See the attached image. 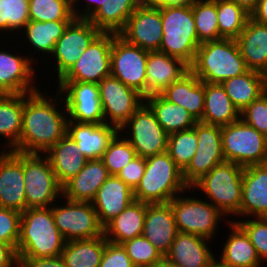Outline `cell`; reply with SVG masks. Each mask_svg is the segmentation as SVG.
<instances>
[{
  "label": "cell",
  "instance_id": "1f68e13d",
  "mask_svg": "<svg viewBox=\"0 0 267 267\" xmlns=\"http://www.w3.org/2000/svg\"><path fill=\"white\" fill-rule=\"evenodd\" d=\"M232 232L222 249V254L216 262L223 267H260L261 260L245 231L235 222L229 220Z\"/></svg>",
  "mask_w": 267,
  "mask_h": 267
},
{
  "label": "cell",
  "instance_id": "7dc6e473",
  "mask_svg": "<svg viewBox=\"0 0 267 267\" xmlns=\"http://www.w3.org/2000/svg\"><path fill=\"white\" fill-rule=\"evenodd\" d=\"M248 235L258 257L267 260V217L236 221Z\"/></svg>",
  "mask_w": 267,
  "mask_h": 267
},
{
  "label": "cell",
  "instance_id": "277c9868",
  "mask_svg": "<svg viewBox=\"0 0 267 267\" xmlns=\"http://www.w3.org/2000/svg\"><path fill=\"white\" fill-rule=\"evenodd\" d=\"M190 70L202 82L221 84L249 69L236 39H220L200 44Z\"/></svg>",
  "mask_w": 267,
  "mask_h": 267
},
{
  "label": "cell",
  "instance_id": "7402d4cb",
  "mask_svg": "<svg viewBox=\"0 0 267 267\" xmlns=\"http://www.w3.org/2000/svg\"><path fill=\"white\" fill-rule=\"evenodd\" d=\"M178 233L169 203H146L142 236L147 238L165 256Z\"/></svg>",
  "mask_w": 267,
  "mask_h": 267
},
{
  "label": "cell",
  "instance_id": "2e32d148",
  "mask_svg": "<svg viewBox=\"0 0 267 267\" xmlns=\"http://www.w3.org/2000/svg\"><path fill=\"white\" fill-rule=\"evenodd\" d=\"M114 33L101 32L59 81L99 83L111 75L110 53Z\"/></svg>",
  "mask_w": 267,
  "mask_h": 267
},
{
  "label": "cell",
  "instance_id": "5b68a950",
  "mask_svg": "<svg viewBox=\"0 0 267 267\" xmlns=\"http://www.w3.org/2000/svg\"><path fill=\"white\" fill-rule=\"evenodd\" d=\"M157 6L161 12L163 29L159 51L181 59L190 67L200 46L192 4Z\"/></svg>",
  "mask_w": 267,
  "mask_h": 267
},
{
  "label": "cell",
  "instance_id": "94428289",
  "mask_svg": "<svg viewBox=\"0 0 267 267\" xmlns=\"http://www.w3.org/2000/svg\"><path fill=\"white\" fill-rule=\"evenodd\" d=\"M211 267H223L220 264H218L217 262H215Z\"/></svg>",
  "mask_w": 267,
  "mask_h": 267
},
{
  "label": "cell",
  "instance_id": "680465c9",
  "mask_svg": "<svg viewBox=\"0 0 267 267\" xmlns=\"http://www.w3.org/2000/svg\"><path fill=\"white\" fill-rule=\"evenodd\" d=\"M193 0H150L154 5L174 6L191 4Z\"/></svg>",
  "mask_w": 267,
  "mask_h": 267
},
{
  "label": "cell",
  "instance_id": "44dd1931",
  "mask_svg": "<svg viewBox=\"0 0 267 267\" xmlns=\"http://www.w3.org/2000/svg\"><path fill=\"white\" fill-rule=\"evenodd\" d=\"M118 133L120 130L117 127L106 123H80L72 120L67 123V134L88 160L100 159Z\"/></svg>",
  "mask_w": 267,
  "mask_h": 267
},
{
  "label": "cell",
  "instance_id": "3957f363",
  "mask_svg": "<svg viewBox=\"0 0 267 267\" xmlns=\"http://www.w3.org/2000/svg\"><path fill=\"white\" fill-rule=\"evenodd\" d=\"M188 189L182 170L165 151L146 158L145 173L133 195L134 200L148 204L169 203Z\"/></svg>",
  "mask_w": 267,
  "mask_h": 267
},
{
  "label": "cell",
  "instance_id": "d4e9b609",
  "mask_svg": "<svg viewBox=\"0 0 267 267\" xmlns=\"http://www.w3.org/2000/svg\"><path fill=\"white\" fill-rule=\"evenodd\" d=\"M190 70L181 59L160 51H148L146 64L147 97L161 94Z\"/></svg>",
  "mask_w": 267,
  "mask_h": 267
},
{
  "label": "cell",
  "instance_id": "816d5d0a",
  "mask_svg": "<svg viewBox=\"0 0 267 267\" xmlns=\"http://www.w3.org/2000/svg\"><path fill=\"white\" fill-rule=\"evenodd\" d=\"M145 168L146 158L137 156L124 166L117 176L134 190L140 183L145 173Z\"/></svg>",
  "mask_w": 267,
  "mask_h": 267
},
{
  "label": "cell",
  "instance_id": "4fadbf2b",
  "mask_svg": "<svg viewBox=\"0 0 267 267\" xmlns=\"http://www.w3.org/2000/svg\"><path fill=\"white\" fill-rule=\"evenodd\" d=\"M98 88L105 123L119 130L145 102L142 94L112 75L104 77L98 83Z\"/></svg>",
  "mask_w": 267,
  "mask_h": 267
},
{
  "label": "cell",
  "instance_id": "f5cc1de1",
  "mask_svg": "<svg viewBox=\"0 0 267 267\" xmlns=\"http://www.w3.org/2000/svg\"><path fill=\"white\" fill-rule=\"evenodd\" d=\"M21 267H66L63 258L57 257H18Z\"/></svg>",
  "mask_w": 267,
  "mask_h": 267
},
{
  "label": "cell",
  "instance_id": "e575fe53",
  "mask_svg": "<svg viewBox=\"0 0 267 267\" xmlns=\"http://www.w3.org/2000/svg\"><path fill=\"white\" fill-rule=\"evenodd\" d=\"M144 0H104L88 19L100 32L118 34Z\"/></svg>",
  "mask_w": 267,
  "mask_h": 267
},
{
  "label": "cell",
  "instance_id": "d6986e66",
  "mask_svg": "<svg viewBox=\"0 0 267 267\" xmlns=\"http://www.w3.org/2000/svg\"><path fill=\"white\" fill-rule=\"evenodd\" d=\"M31 58L0 51V94H25L40 90L33 85L35 70Z\"/></svg>",
  "mask_w": 267,
  "mask_h": 267
},
{
  "label": "cell",
  "instance_id": "f907efd6",
  "mask_svg": "<svg viewBox=\"0 0 267 267\" xmlns=\"http://www.w3.org/2000/svg\"><path fill=\"white\" fill-rule=\"evenodd\" d=\"M99 267H135L122 245L107 242Z\"/></svg>",
  "mask_w": 267,
  "mask_h": 267
},
{
  "label": "cell",
  "instance_id": "74e56055",
  "mask_svg": "<svg viewBox=\"0 0 267 267\" xmlns=\"http://www.w3.org/2000/svg\"><path fill=\"white\" fill-rule=\"evenodd\" d=\"M23 110L24 94H0V136L8 138L9 151L19 143Z\"/></svg>",
  "mask_w": 267,
  "mask_h": 267
},
{
  "label": "cell",
  "instance_id": "f546056e",
  "mask_svg": "<svg viewBox=\"0 0 267 267\" xmlns=\"http://www.w3.org/2000/svg\"><path fill=\"white\" fill-rule=\"evenodd\" d=\"M146 215V203L134 200L118 216L103 227L108 242L121 245L142 235Z\"/></svg>",
  "mask_w": 267,
  "mask_h": 267
},
{
  "label": "cell",
  "instance_id": "11a10c76",
  "mask_svg": "<svg viewBox=\"0 0 267 267\" xmlns=\"http://www.w3.org/2000/svg\"><path fill=\"white\" fill-rule=\"evenodd\" d=\"M86 5L83 10V12H79V10L76 9V4L78 0H72V12L75 18H81V19H89L102 5L104 0H86ZM76 9V10H75Z\"/></svg>",
  "mask_w": 267,
  "mask_h": 267
},
{
  "label": "cell",
  "instance_id": "f6af8a7d",
  "mask_svg": "<svg viewBox=\"0 0 267 267\" xmlns=\"http://www.w3.org/2000/svg\"><path fill=\"white\" fill-rule=\"evenodd\" d=\"M29 21V0H0V32L21 30Z\"/></svg>",
  "mask_w": 267,
  "mask_h": 267
},
{
  "label": "cell",
  "instance_id": "4dcf8cb0",
  "mask_svg": "<svg viewBox=\"0 0 267 267\" xmlns=\"http://www.w3.org/2000/svg\"><path fill=\"white\" fill-rule=\"evenodd\" d=\"M44 154L54 171L58 182L63 186L85 166L87 158L79 152L77 143L66 134Z\"/></svg>",
  "mask_w": 267,
  "mask_h": 267
},
{
  "label": "cell",
  "instance_id": "ab89813d",
  "mask_svg": "<svg viewBox=\"0 0 267 267\" xmlns=\"http://www.w3.org/2000/svg\"><path fill=\"white\" fill-rule=\"evenodd\" d=\"M250 14L235 2L217 0V20L220 39H236L244 29Z\"/></svg>",
  "mask_w": 267,
  "mask_h": 267
},
{
  "label": "cell",
  "instance_id": "b9f144b4",
  "mask_svg": "<svg viewBox=\"0 0 267 267\" xmlns=\"http://www.w3.org/2000/svg\"><path fill=\"white\" fill-rule=\"evenodd\" d=\"M30 21H72V0H29Z\"/></svg>",
  "mask_w": 267,
  "mask_h": 267
},
{
  "label": "cell",
  "instance_id": "7a4b0ae2",
  "mask_svg": "<svg viewBox=\"0 0 267 267\" xmlns=\"http://www.w3.org/2000/svg\"><path fill=\"white\" fill-rule=\"evenodd\" d=\"M65 244L51 207L27 208L21 213L18 257H57Z\"/></svg>",
  "mask_w": 267,
  "mask_h": 267
},
{
  "label": "cell",
  "instance_id": "ba28073f",
  "mask_svg": "<svg viewBox=\"0 0 267 267\" xmlns=\"http://www.w3.org/2000/svg\"><path fill=\"white\" fill-rule=\"evenodd\" d=\"M225 161L242 167L267 163V137L242 119L221 126Z\"/></svg>",
  "mask_w": 267,
  "mask_h": 267
},
{
  "label": "cell",
  "instance_id": "6da1fadb",
  "mask_svg": "<svg viewBox=\"0 0 267 267\" xmlns=\"http://www.w3.org/2000/svg\"><path fill=\"white\" fill-rule=\"evenodd\" d=\"M59 95L49 99L39 90L24 94L21 135L14 151L44 154L67 134V112L58 110V99H63Z\"/></svg>",
  "mask_w": 267,
  "mask_h": 267
},
{
  "label": "cell",
  "instance_id": "9f6ffc18",
  "mask_svg": "<svg viewBox=\"0 0 267 267\" xmlns=\"http://www.w3.org/2000/svg\"><path fill=\"white\" fill-rule=\"evenodd\" d=\"M255 22L267 25V0H259L255 10L250 14Z\"/></svg>",
  "mask_w": 267,
  "mask_h": 267
},
{
  "label": "cell",
  "instance_id": "d590c367",
  "mask_svg": "<svg viewBox=\"0 0 267 267\" xmlns=\"http://www.w3.org/2000/svg\"><path fill=\"white\" fill-rule=\"evenodd\" d=\"M145 103L168 134L193 128L197 122L185 108L169 102L161 94L146 97Z\"/></svg>",
  "mask_w": 267,
  "mask_h": 267
},
{
  "label": "cell",
  "instance_id": "c3c4849f",
  "mask_svg": "<svg viewBox=\"0 0 267 267\" xmlns=\"http://www.w3.org/2000/svg\"><path fill=\"white\" fill-rule=\"evenodd\" d=\"M20 220L21 212L0 207V244L13 245L17 249Z\"/></svg>",
  "mask_w": 267,
  "mask_h": 267
},
{
  "label": "cell",
  "instance_id": "83f0119b",
  "mask_svg": "<svg viewBox=\"0 0 267 267\" xmlns=\"http://www.w3.org/2000/svg\"><path fill=\"white\" fill-rule=\"evenodd\" d=\"M161 95L171 103L185 108L196 121H200L204 111V82L189 70L179 80L169 85Z\"/></svg>",
  "mask_w": 267,
  "mask_h": 267
},
{
  "label": "cell",
  "instance_id": "484cf974",
  "mask_svg": "<svg viewBox=\"0 0 267 267\" xmlns=\"http://www.w3.org/2000/svg\"><path fill=\"white\" fill-rule=\"evenodd\" d=\"M207 240L203 236L178 232L165 256L179 267H211L216 259Z\"/></svg>",
  "mask_w": 267,
  "mask_h": 267
},
{
  "label": "cell",
  "instance_id": "8fae6325",
  "mask_svg": "<svg viewBox=\"0 0 267 267\" xmlns=\"http://www.w3.org/2000/svg\"><path fill=\"white\" fill-rule=\"evenodd\" d=\"M128 127V128H127ZM130 137H125L135 149L137 156L148 158L167 151L168 133L157 121L154 112L144 102L122 126Z\"/></svg>",
  "mask_w": 267,
  "mask_h": 267
},
{
  "label": "cell",
  "instance_id": "8d00e7d4",
  "mask_svg": "<svg viewBox=\"0 0 267 267\" xmlns=\"http://www.w3.org/2000/svg\"><path fill=\"white\" fill-rule=\"evenodd\" d=\"M107 242L104 234L97 238L66 241L61 257L66 267H99Z\"/></svg>",
  "mask_w": 267,
  "mask_h": 267
},
{
  "label": "cell",
  "instance_id": "9a60e30c",
  "mask_svg": "<svg viewBox=\"0 0 267 267\" xmlns=\"http://www.w3.org/2000/svg\"><path fill=\"white\" fill-rule=\"evenodd\" d=\"M193 128L198 138L197 150L182 171L183 179L189 188L216 165L225 162L221 126L197 121Z\"/></svg>",
  "mask_w": 267,
  "mask_h": 267
},
{
  "label": "cell",
  "instance_id": "7c38bea8",
  "mask_svg": "<svg viewBox=\"0 0 267 267\" xmlns=\"http://www.w3.org/2000/svg\"><path fill=\"white\" fill-rule=\"evenodd\" d=\"M65 202V206L52 204L51 209L55 225L66 241L103 235V226L91 202Z\"/></svg>",
  "mask_w": 267,
  "mask_h": 267
},
{
  "label": "cell",
  "instance_id": "d6a6232c",
  "mask_svg": "<svg viewBox=\"0 0 267 267\" xmlns=\"http://www.w3.org/2000/svg\"><path fill=\"white\" fill-rule=\"evenodd\" d=\"M203 123L224 126L240 119V111L228 97L221 84L204 82Z\"/></svg>",
  "mask_w": 267,
  "mask_h": 267
},
{
  "label": "cell",
  "instance_id": "ac0fdd59",
  "mask_svg": "<svg viewBox=\"0 0 267 267\" xmlns=\"http://www.w3.org/2000/svg\"><path fill=\"white\" fill-rule=\"evenodd\" d=\"M118 35L130 44L147 51H159L163 29L157 5L144 1L128 18Z\"/></svg>",
  "mask_w": 267,
  "mask_h": 267
},
{
  "label": "cell",
  "instance_id": "6f0895ef",
  "mask_svg": "<svg viewBox=\"0 0 267 267\" xmlns=\"http://www.w3.org/2000/svg\"><path fill=\"white\" fill-rule=\"evenodd\" d=\"M230 1L235 2L238 6L242 7L246 12L251 14L255 10L259 0H230Z\"/></svg>",
  "mask_w": 267,
  "mask_h": 267
},
{
  "label": "cell",
  "instance_id": "603a6c76",
  "mask_svg": "<svg viewBox=\"0 0 267 267\" xmlns=\"http://www.w3.org/2000/svg\"><path fill=\"white\" fill-rule=\"evenodd\" d=\"M239 215L267 217V163L244 167Z\"/></svg>",
  "mask_w": 267,
  "mask_h": 267
},
{
  "label": "cell",
  "instance_id": "7bdbcfd3",
  "mask_svg": "<svg viewBox=\"0 0 267 267\" xmlns=\"http://www.w3.org/2000/svg\"><path fill=\"white\" fill-rule=\"evenodd\" d=\"M198 138L194 128L168 135L167 153L183 171L195 155Z\"/></svg>",
  "mask_w": 267,
  "mask_h": 267
},
{
  "label": "cell",
  "instance_id": "5bb4252c",
  "mask_svg": "<svg viewBox=\"0 0 267 267\" xmlns=\"http://www.w3.org/2000/svg\"><path fill=\"white\" fill-rule=\"evenodd\" d=\"M57 91L65 99L61 108L68 120L80 123H105L97 83L59 81ZM66 94V95H65Z\"/></svg>",
  "mask_w": 267,
  "mask_h": 267
},
{
  "label": "cell",
  "instance_id": "bcb514c9",
  "mask_svg": "<svg viewBox=\"0 0 267 267\" xmlns=\"http://www.w3.org/2000/svg\"><path fill=\"white\" fill-rule=\"evenodd\" d=\"M135 267H151L163 257L144 236L134 237L121 244Z\"/></svg>",
  "mask_w": 267,
  "mask_h": 267
},
{
  "label": "cell",
  "instance_id": "cb8c5ba5",
  "mask_svg": "<svg viewBox=\"0 0 267 267\" xmlns=\"http://www.w3.org/2000/svg\"><path fill=\"white\" fill-rule=\"evenodd\" d=\"M132 201L133 189L116 175H110L91 202L99 223L104 227L118 216Z\"/></svg>",
  "mask_w": 267,
  "mask_h": 267
},
{
  "label": "cell",
  "instance_id": "30bf717a",
  "mask_svg": "<svg viewBox=\"0 0 267 267\" xmlns=\"http://www.w3.org/2000/svg\"><path fill=\"white\" fill-rule=\"evenodd\" d=\"M148 51L130 44L114 33L110 53L111 75L147 97Z\"/></svg>",
  "mask_w": 267,
  "mask_h": 267
},
{
  "label": "cell",
  "instance_id": "836d02e7",
  "mask_svg": "<svg viewBox=\"0 0 267 267\" xmlns=\"http://www.w3.org/2000/svg\"><path fill=\"white\" fill-rule=\"evenodd\" d=\"M228 97L241 112L267 91V75L248 70L221 83Z\"/></svg>",
  "mask_w": 267,
  "mask_h": 267
},
{
  "label": "cell",
  "instance_id": "52a82bcc",
  "mask_svg": "<svg viewBox=\"0 0 267 267\" xmlns=\"http://www.w3.org/2000/svg\"><path fill=\"white\" fill-rule=\"evenodd\" d=\"M11 152L23 163L26 209L51 207L63 189L48 158L45 154Z\"/></svg>",
  "mask_w": 267,
  "mask_h": 267
},
{
  "label": "cell",
  "instance_id": "ffe728a7",
  "mask_svg": "<svg viewBox=\"0 0 267 267\" xmlns=\"http://www.w3.org/2000/svg\"><path fill=\"white\" fill-rule=\"evenodd\" d=\"M23 163L9 150L0 153V207L26 210Z\"/></svg>",
  "mask_w": 267,
  "mask_h": 267
},
{
  "label": "cell",
  "instance_id": "9c48e42d",
  "mask_svg": "<svg viewBox=\"0 0 267 267\" xmlns=\"http://www.w3.org/2000/svg\"><path fill=\"white\" fill-rule=\"evenodd\" d=\"M189 197L177 195L169 202L178 232L212 240L211 237L216 233L218 223L220 224L218 221L224 214L208 201Z\"/></svg>",
  "mask_w": 267,
  "mask_h": 267
},
{
  "label": "cell",
  "instance_id": "91938a15",
  "mask_svg": "<svg viewBox=\"0 0 267 267\" xmlns=\"http://www.w3.org/2000/svg\"><path fill=\"white\" fill-rule=\"evenodd\" d=\"M151 267H179V266L171 262L166 256H163L161 259L155 262Z\"/></svg>",
  "mask_w": 267,
  "mask_h": 267
},
{
  "label": "cell",
  "instance_id": "4316f807",
  "mask_svg": "<svg viewBox=\"0 0 267 267\" xmlns=\"http://www.w3.org/2000/svg\"><path fill=\"white\" fill-rule=\"evenodd\" d=\"M109 176L101 159L87 160L78 174L62 186V197L70 201L92 202L97 191Z\"/></svg>",
  "mask_w": 267,
  "mask_h": 267
},
{
  "label": "cell",
  "instance_id": "db71d44e",
  "mask_svg": "<svg viewBox=\"0 0 267 267\" xmlns=\"http://www.w3.org/2000/svg\"><path fill=\"white\" fill-rule=\"evenodd\" d=\"M19 265L17 249L13 245L0 244V267H19Z\"/></svg>",
  "mask_w": 267,
  "mask_h": 267
},
{
  "label": "cell",
  "instance_id": "f35d334b",
  "mask_svg": "<svg viewBox=\"0 0 267 267\" xmlns=\"http://www.w3.org/2000/svg\"><path fill=\"white\" fill-rule=\"evenodd\" d=\"M71 21H29L24 30L29 44L42 53L52 54L55 43L63 35Z\"/></svg>",
  "mask_w": 267,
  "mask_h": 267
},
{
  "label": "cell",
  "instance_id": "f1b7e54d",
  "mask_svg": "<svg viewBox=\"0 0 267 267\" xmlns=\"http://www.w3.org/2000/svg\"><path fill=\"white\" fill-rule=\"evenodd\" d=\"M236 41L247 68L267 75V25L249 18Z\"/></svg>",
  "mask_w": 267,
  "mask_h": 267
},
{
  "label": "cell",
  "instance_id": "e0dca14e",
  "mask_svg": "<svg viewBox=\"0 0 267 267\" xmlns=\"http://www.w3.org/2000/svg\"><path fill=\"white\" fill-rule=\"evenodd\" d=\"M101 32L88 20L74 18L63 35L55 43L52 58L56 59L57 80L59 81L81 57L90 43Z\"/></svg>",
  "mask_w": 267,
  "mask_h": 267
},
{
  "label": "cell",
  "instance_id": "8992f818",
  "mask_svg": "<svg viewBox=\"0 0 267 267\" xmlns=\"http://www.w3.org/2000/svg\"><path fill=\"white\" fill-rule=\"evenodd\" d=\"M244 167L225 161L216 165L190 188L200 189L224 216L237 215L242 202ZM213 201V203H212Z\"/></svg>",
  "mask_w": 267,
  "mask_h": 267
},
{
  "label": "cell",
  "instance_id": "ee69618b",
  "mask_svg": "<svg viewBox=\"0 0 267 267\" xmlns=\"http://www.w3.org/2000/svg\"><path fill=\"white\" fill-rule=\"evenodd\" d=\"M117 134L100 158L110 175H118L121 169L137 157L135 149L126 138ZM120 136V137H119Z\"/></svg>",
  "mask_w": 267,
  "mask_h": 267
},
{
  "label": "cell",
  "instance_id": "60d3db41",
  "mask_svg": "<svg viewBox=\"0 0 267 267\" xmlns=\"http://www.w3.org/2000/svg\"><path fill=\"white\" fill-rule=\"evenodd\" d=\"M191 4L199 43L219 40L217 0H193Z\"/></svg>",
  "mask_w": 267,
  "mask_h": 267
},
{
  "label": "cell",
  "instance_id": "681fc988",
  "mask_svg": "<svg viewBox=\"0 0 267 267\" xmlns=\"http://www.w3.org/2000/svg\"><path fill=\"white\" fill-rule=\"evenodd\" d=\"M240 119L267 137V91L240 112Z\"/></svg>",
  "mask_w": 267,
  "mask_h": 267
}]
</instances>
